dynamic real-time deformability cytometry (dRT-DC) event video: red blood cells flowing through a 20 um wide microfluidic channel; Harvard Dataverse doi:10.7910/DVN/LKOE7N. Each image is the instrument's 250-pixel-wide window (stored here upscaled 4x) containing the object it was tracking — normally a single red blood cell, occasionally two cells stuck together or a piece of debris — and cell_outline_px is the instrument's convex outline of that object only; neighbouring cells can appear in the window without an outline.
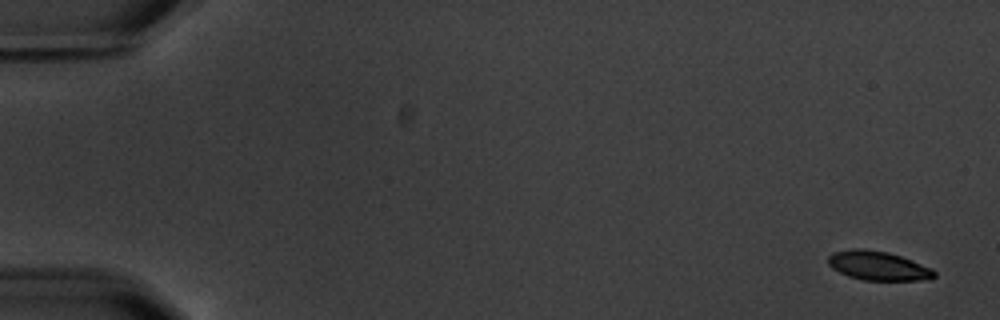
{"species": "common noctule bat (a hibernating species)", "species_latin": "Nyctalus noctula", "temperature_condition": "warm", "stored_images_in_passage": 6, "segment_of_instrument_passage": [1, 2], "camera_frame_rate_fps": 3000, "um_per_image_px": 0.085, "animal": {"sex": "male", "body_mass_g": 20.1, "forearm_length_mm": 53.5}, "frame": {"image": 1, "passage_image": 1, "time_ms": 0.0, "image_size_px": [1000, 320], "cell_outline_px": [[936, 276], [920, 280], [864, 280], [848, 276], [832, 268], [828, 264], [828, 256], [832, 252], [852, 248], [860, 248], [888, 252], [912, 260], [932, 268], [936, 272]], "centroid_in_image_um": [74.61, 22.58], "position_along_channel_um": 10.4, "area_um2": 17.98}}
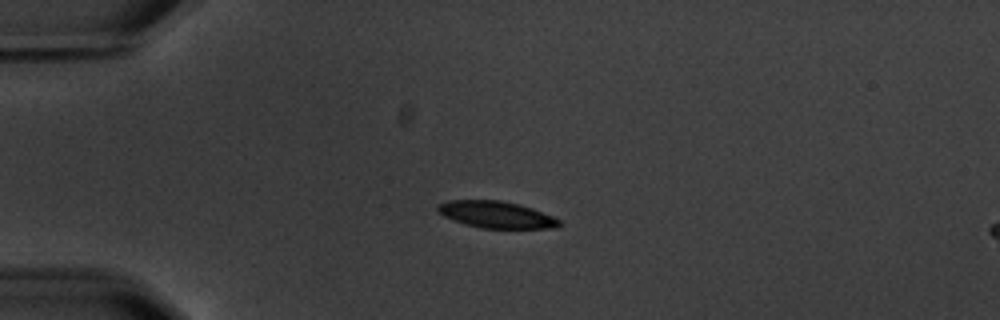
{"frame": {"image": 2, "passage_image": 4, "time_ms": 4.333, "image_size_px": [1000, 320], "cell_outline_px": [[560, 224], [556, 228], [480, 228], [464, 224], [452, 220], [444, 216], [436, 208], [436, 204], [448, 200], [500, 200], [532, 208], [552, 216], [560, 220]], "centroid_in_image_um": [42.14, 18.24], "position_along_channel_um": 42.9, "area_um2": 18.9}}